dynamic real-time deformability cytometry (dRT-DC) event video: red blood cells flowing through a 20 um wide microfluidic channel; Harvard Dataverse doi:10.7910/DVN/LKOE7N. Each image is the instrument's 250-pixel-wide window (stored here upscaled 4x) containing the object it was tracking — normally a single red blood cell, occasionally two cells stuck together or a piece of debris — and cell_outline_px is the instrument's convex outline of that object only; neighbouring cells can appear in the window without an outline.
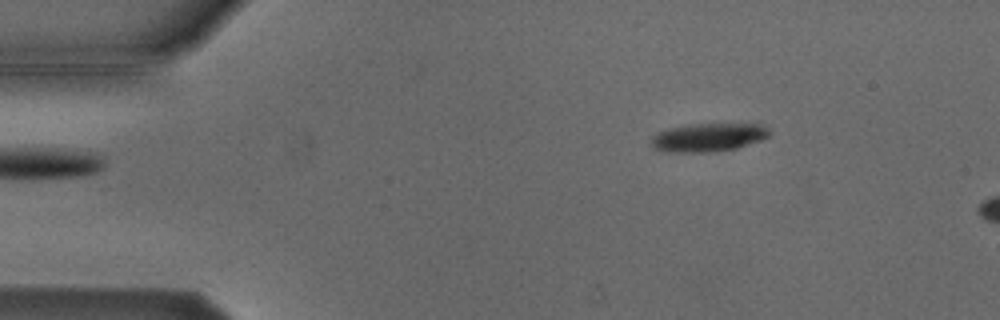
{"species": "Egyptian fruit bat (a non-hibernating species)", "species_latin": "Rousettus aegyptiacus", "temperature_condition": "cold", "stored_images_in_passage": 3, "camera_frame_rate_fps": 3000, "um_per_image_px": 0.085, "animal": {"sex": "male"}, "frame": {"image": 1, "passage_image": 1, "time_ms": 0.0, "image_size_px": [1000, 320], "cell_outline_px": [[772, 132], [768, 136], [760, 140], [736, 148], [712, 152], [664, 152], [656, 148], [652, 144], [652, 136], [660, 132], [672, 128], [692, 124], [760, 124], [768, 128]], "centroid_in_image_um": [60.24, 11.68], "position_along_channel_um": 24.8, "area_um2": 19.25}}